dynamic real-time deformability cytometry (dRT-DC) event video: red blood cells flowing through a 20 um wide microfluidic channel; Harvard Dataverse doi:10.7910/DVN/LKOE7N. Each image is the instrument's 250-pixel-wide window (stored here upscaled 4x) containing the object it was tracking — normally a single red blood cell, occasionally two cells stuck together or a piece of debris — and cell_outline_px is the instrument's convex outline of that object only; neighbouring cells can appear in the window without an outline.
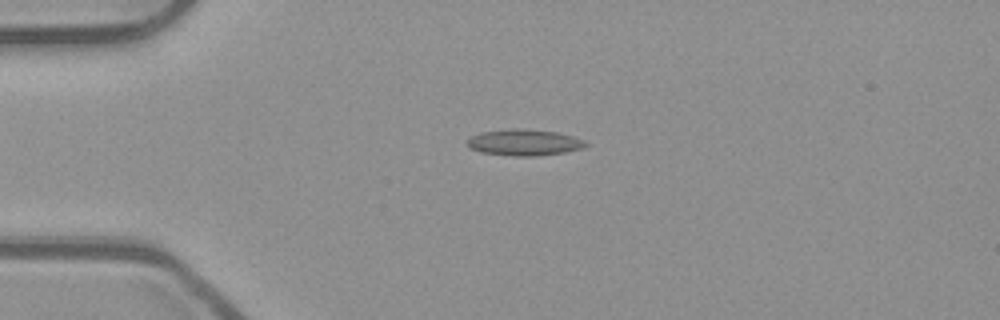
{"species": "common noctule bat (a hibernating species)", "species_latin": "Nyctalus noctula", "temperature_condition": "room temperature", "stored_images_in_passage": 52, "camera_frame_rate_fps": 3000, "um_per_image_px": 0.085, "animal": {"sex": "male", "body_mass_g": 23.1, "forearm_length_mm": 52.7}, "frame": {"image": 1, "passage_image": 12, "time_ms": 3.667, "image_size_px": [1000, 320], "cell_outline_px": [[588, 144], [580, 148], [564, 152], [536, 156], [512, 156], [480, 152], [472, 148], [468, 144], [468, 140], [472, 136], [480, 132], [516, 128], [556, 132], [572, 136], [584, 140]], "centroid_in_image_um": [44.55, 12.11], "position_along_channel_um": 40.5, "area_um2": 17.8}}
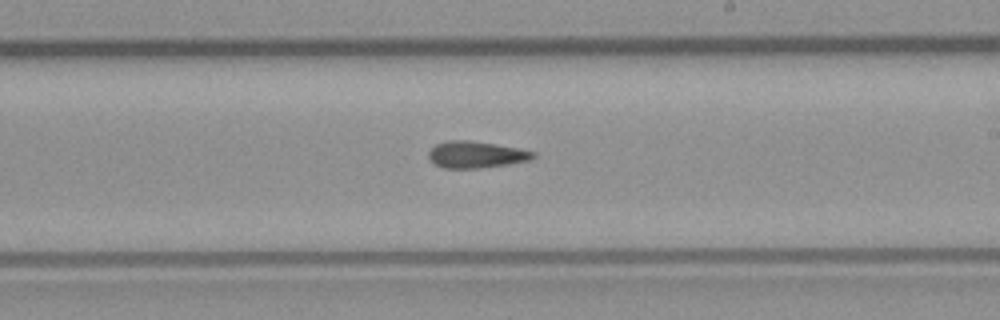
{"frame": {"image": 2, "passage_image": 30, "time_ms": 9.667, "image_size_px": [1000, 320], "cell_outline_px": [[536, 156], [532, 160], [508, 164], [480, 168], [444, 168], [436, 164], [428, 156], [428, 152], [436, 144], [448, 140], [468, 140], [520, 148], [536, 152]], "centroid_in_image_um": [40.51, 13.14], "position_along_channel_um": 248.5, "area_um2": 16.24}}
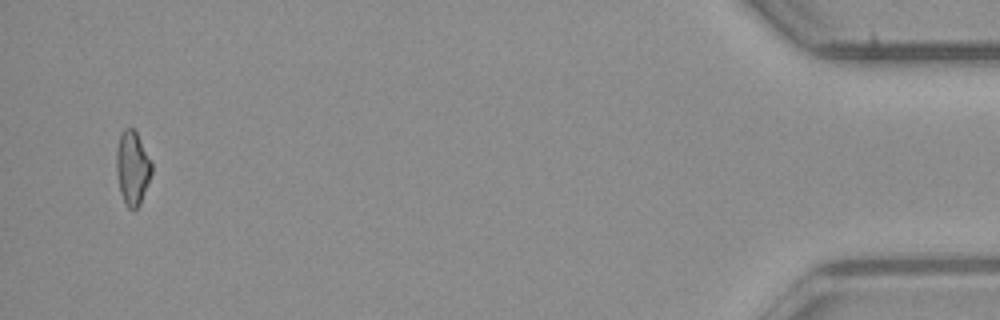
{"frame": {"image": 3, "passage_image": 50, "time_ms": 16.333, "image_size_px": [1000, 320], "cell_outline_px": [[152, 172], [140, 204], [132, 212], [128, 208], [120, 192], [116, 172], [116, 152], [120, 136], [124, 128], [132, 128], [136, 132], [152, 164]], "centroid_in_image_um": [11.24, 14.3], "position_along_channel_um": 424.0, "area_um2": 14.97}}